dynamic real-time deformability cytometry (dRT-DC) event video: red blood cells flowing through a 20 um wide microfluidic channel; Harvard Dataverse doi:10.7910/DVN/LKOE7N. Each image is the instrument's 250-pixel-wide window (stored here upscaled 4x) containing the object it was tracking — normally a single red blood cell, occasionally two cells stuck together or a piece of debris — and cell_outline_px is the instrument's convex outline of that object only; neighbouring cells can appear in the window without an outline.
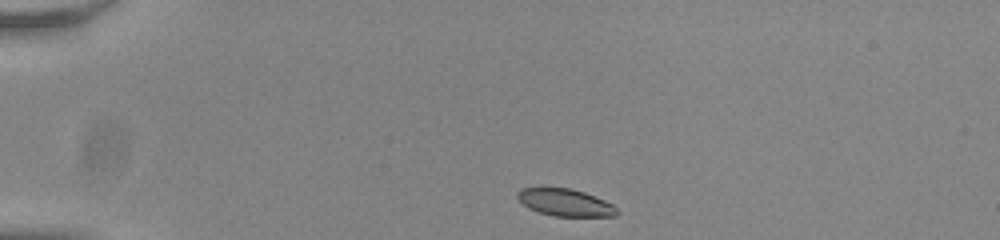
{"species": "common noctule bat (a hibernating species)", "species_latin": "Nyctalus noctula", "temperature_condition": "room temperature", "stored_images_in_passage": 43, "camera_frame_rate_fps": 3000, "um_per_image_px": 0.085, "animal": {"sex": "male", "body_mass_g": 20.0, "forearm_length_mm": 53.3}, "frame": {"image": 1, "passage_image": 1, "time_ms": 0.0, "image_size_px": [1000, 240], "cell_outline_px": [[620, 212], [616, 216], [556, 216], [540, 212], [528, 208], [516, 196], [516, 192], [520, 188], [568, 188], [584, 192], [604, 200], [612, 204]], "centroid_in_image_um": [48.05, 17.21], "position_along_channel_um": 37.0, "area_um2": 15.61}}
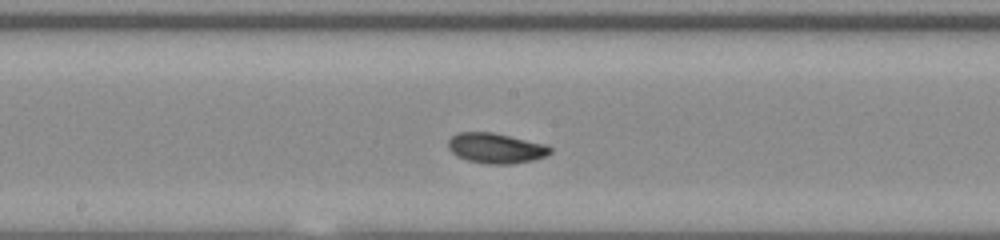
{"frame": {"image": 2, "passage_image": 19, "time_ms": 6.0, "image_size_px": [1000, 240], "cell_outline_px": [[552, 152], [544, 156], [532, 160], [512, 164], [488, 164], [468, 160], [456, 156], [448, 148], [448, 140], [456, 132], [492, 132], [544, 144], [552, 148]], "centroid_in_image_um": [42.11, 12.59], "position_along_channel_um": 206.1, "area_um2": 17.86}}
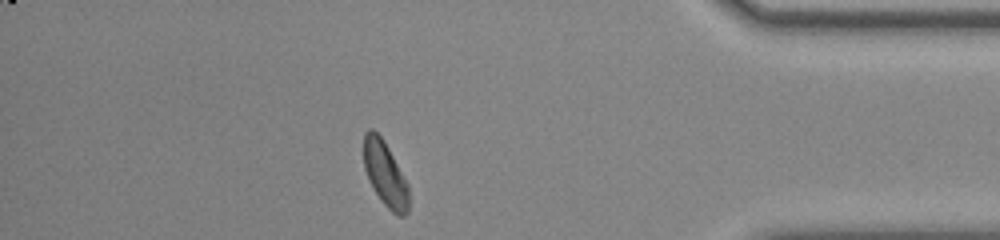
{"frame": {"image": 3, "passage_image": 37, "time_ms": 12.0, "image_size_px": [1000, 240], "cell_outline_px": [[408, 212], [404, 216], [396, 216], [380, 200], [368, 180], [364, 168], [364, 132], [368, 128], [372, 128], [384, 140], [408, 184]], "centroid_in_image_um": [32.72, 14.79], "position_along_channel_um": 402.5, "area_um2": 17.05}, "authors_computed_cell_mechanics": {"area_um2": 17.5134, "velocity_mm_per_s": 3.7756, "shape_relaxation_time_tau1_ms": 2.6416, "shape_relaxation_time_tau2_ms": 4.5425, "deformation_change_tau1": 0.0968, "deformation_change_tau2": 0.0914}}